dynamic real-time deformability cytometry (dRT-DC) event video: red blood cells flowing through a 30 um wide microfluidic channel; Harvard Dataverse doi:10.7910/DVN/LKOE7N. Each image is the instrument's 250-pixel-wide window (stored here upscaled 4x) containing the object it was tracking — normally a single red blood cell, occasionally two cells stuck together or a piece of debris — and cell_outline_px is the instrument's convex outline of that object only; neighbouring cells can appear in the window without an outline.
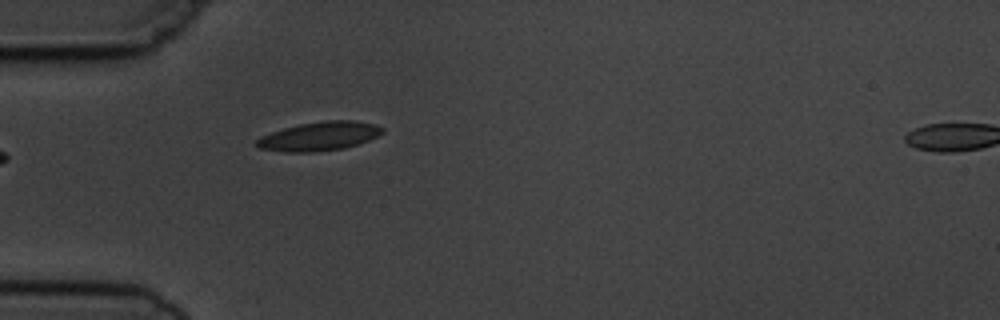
{"species": "common noctule bat (a hibernating species)", "species_latin": "Nyctalus noctula", "temperature_condition": "cold", "stored_images_in_passage": 5, "segment_of_instrument_passage": [1, 2], "camera_frame_rate_fps": 3000, "um_per_image_px": 0.085, "animal": {"sex": "male", "body_mass_g": 19.5, "forearm_length_mm": 54.6}, "frame": {"image": 1, "passage_image": 4, "time_ms": 4.333, "image_size_px": [1000, 320], "cell_outline_px": [[384, 132], [368, 140], [344, 148], [312, 152], [284, 152], [260, 148], [252, 144], [260, 136], [284, 128], [300, 124], [324, 120], [356, 120], [376, 124], [384, 128]], "centroid_in_image_um": [27.13, 11.57], "position_along_channel_um": 57.9, "area_um2": 21.21}}